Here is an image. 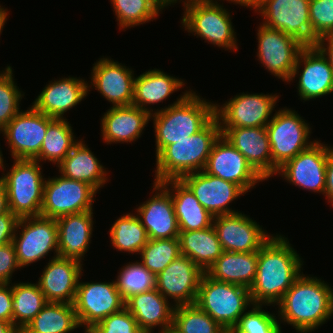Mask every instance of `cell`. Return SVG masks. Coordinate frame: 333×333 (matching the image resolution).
Listing matches in <instances>:
<instances>
[{"label": "cell", "mask_w": 333, "mask_h": 333, "mask_svg": "<svg viewBox=\"0 0 333 333\" xmlns=\"http://www.w3.org/2000/svg\"><path fill=\"white\" fill-rule=\"evenodd\" d=\"M180 180L213 217L237 213L228 208V205L245 194L238 185L207 174L203 170L186 174Z\"/></svg>", "instance_id": "obj_21"}, {"label": "cell", "mask_w": 333, "mask_h": 333, "mask_svg": "<svg viewBox=\"0 0 333 333\" xmlns=\"http://www.w3.org/2000/svg\"><path fill=\"white\" fill-rule=\"evenodd\" d=\"M15 333H29L25 329H16Z\"/></svg>", "instance_id": "obj_59"}, {"label": "cell", "mask_w": 333, "mask_h": 333, "mask_svg": "<svg viewBox=\"0 0 333 333\" xmlns=\"http://www.w3.org/2000/svg\"><path fill=\"white\" fill-rule=\"evenodd\" d=\"M317 140L278 169L279 175L303 189L324 194L326 163L333 148Z\"/></svg>", "instance_id": "obj_16"}, {"label": "cell", "mask_w": 333, "mask_h": 333, "mask_svg": "<svg viewBox=\"0 0 333 333\" xmlns=\"http://www.w3.org/2000/svg\"><path fill=\"white\" fill-rule=\"evenodd\" d=\"M86 333H145L133 315L124 307L95 324Z\"/></svg>", "instance_id": "obj_46"}, {"label": "cell", "mask_w": 333, "mask_h": 333, "mask_svg": "<svg viewBox=\"0 0 333 333\" xmlns=\"http://www.w3.org/2000/svg\"><path fill=\"white\" fill-rule=\"evenodd\" d=\"M303 262L281 235L271 238L258 251L257 271L249 288L253 304H278L301 275Z\"/></svg>", "instance_id": "obj_1"}, {"label": "cell", "mask_w": 333, "mask_h": 333, "mask_svg": "<svg viewBox=\"0 0 333 333\" xmlns=\"http://www.w3.org/2000/svg\"><path fill=\"white\" fill-rule=\"evenodd\" d=\"M183 85L182 79L170 76L162 70L146 71L135 78L132 105L153 114V110L146 107L147 104L163 102L177 89L180 90Z\"/></svg>", "instance_id": "obj_33"}, {"label": "cell", "mask_w": 333, "mask_h": 333, "mask_svg": "<svg viewBox=\"0 0 333 333\" xmlns=\"http://www.w3.org/2000/svg\"><path fill=\"white\" fill-rule=\"evenodd\" d=\"M278 95L245 94L234 96L221 107L216 104L215 116L220 128L266 127L271 121L272 111L277 103ZM271 116V117H270Z\"/></svg>", "instance_id": "obj_13"}, {"label": "cell", "mask_w": 333, "mask_h": 333, "mask_svg": "<svg viewBox=\"0 0 333 333\" xmlns=\"http://www.w3.org/2000/svg\"><path fill=\"white\" fill-rule=\"evenodd\" d=\"M8 13V10L0 6V34L3 30L5 22L7 21Z\"/></svg>", "instance_id": "obj_56"}, {"label": "cell", "mask_w": 333, "mask_h": 333, "mask_svg": "<svg viewBox=\"0 0 333 333\" xmlns=\"http://www.w3.org/2000/svg\"><path fill=\"white\" fill-rule=\"evenodd\" d=\"M160 184L171 194L179 231H196L213 226L214 217L180 179H168Z\"/></svg>", "instance_id": "obj_30"}, {"label": "cell", "mask_w": 333, "mask_h": 333, "mask_svg": "<svg viewBox=\"0 0 333 333\" xmlns=\"http://www.w3.org/2000/svg\"><path fill=\"white\" fill-rule=\"evenodd\" d=\"M258 263V251H224L205 272L214 280L250 288L254 282Z\"/></svg>", "instance_id": "obj_31"}, {"label": "cell", "mask_w": 333, "mask_h": 333, "mask_svg": "<svg viewBox=\"0 0 333 333\" xmlns=\"http://www.w3.org/2000/svg\"><path fill=\"white\" fill-rule=\"evenodd\" d=\"M204 271L190 258L179 255L156 275V289L168 300L174 299V307L195 304Z\"/></svg>", "instance_id": "obj_18"}, {"label": "cell", "mask_w": 333, "mask_h": 333, "mask_svg": "<svg viewBox=\"0 0 333 333\" xmlns=\"http://www.w3.org/2000/svg\"><path fill=\"white\" fill-rule=\"evenodd\" d=\"M153 189L156 191L155 195L136 209L148 238H179L180 231L171 194L160 183L154 182Z\"/></svg>", "instance_id": "obj_24"}, {"label": "cell", "mask_w": 333, "mask_h": 333, "mask_svg": "<svg viewBox=\"0 0 333 333\" xmlns=\"http://www.w3.org/2000/svg\"><path fill=\"white\" fill-rule=\"evenodd\" d=\"M270 141L273 174L287 161L310 147L315 141L309 142L310 126L300 115L288 108L278 110L267 124Z\"/></svg>", "instance_id": "obj_8"}, {"label": "cell", "mask_w": 333, "mask_h": 333, "mask_svg": "<svg viewBox=\"0 0 333 333\" xmlns=\"http://www.w3.org/2000/svg\"><path fill=\"white\" fill-rule=\"evenodd\" d=\"M91 84L95 90L112 102V106L132 105L134 96V71L109 58L93 64Z\"/></svg>", "instance_id": "obj_22"}, {"label": "cell", "mask_w": 333, "mask_h": 333, "mask_svg": "<svg viewBox=\"0 0 333 333\" xmlns=\"http://www.w3.org/2000/svg\"><path fill=\"white\" fill-rule=\"evenodd\" d=\"M203 171L238 185L245 193L264 179L223 135L214 142Z\"/></svg>", "instance_id": "obj_17"}, {"label": "cell", "mask_w": 333, "mask_h": 333, "mask_svg": "<svg viewBox=\"0 0 333 333\" xmlns=\"http://www.w3.org/2000/svg\"><path fill=\"white\" fill-rule=\"evenodd\" d=\"M19 268L13 242L0 246V283L10 284L14 271Z\"/></svg>", "instance_id": "obj_47"}, {"label": "cell", "mask_w": 333, "mask_h": 333, "mask_svg": "<svg viewBox=\"0 0 333 333\" xmlns=\"http://www.w3.org/2000/svg\"><path fill=\"white\" fill-rule=\"evenodd\" d=\"M82 265L56 255L49 260L37 282L47 302L73 304Z\"/></svg>", "instance_id": "obj_25"}, {"label": "cell", "mask_w": 333, "mask_h": 333, "mask_svg": "<svg viewBox=\"0 0 333 333\" xmlns=\"http://www.w3.org/2000/svg\"><path fill=\"white\" fill-rule=\"evenodd\" d=\"M18 221L10 211L0 215V246L13 242Z\"/></svg>", "instance_id": "obj_48"}, {"label": "cell", "mask_w": 333, "mask_h": 333, "mask_svg": "<svg viewBox=\"0 0 333 333\" xmlns=\"http://www.w3.org/2000/svg\"><path fill=\"white\" fill-rule=\"evenodd\" d=\"M110 1L119 22V29L134 27L152 21L159 16V12L146 0Z\"/></svg>", "instance_id": "obj_42"}, {"label": "cell", "mask_w": 333, "mask_h": 333, "mask_svg": "<svg viewBox=\"0 0 333 333\" xmlns=\"http://www.w3.org/2000/svg\"><path fill=\"white\" fill-rule=\"evenodd\" d=\"M216 104L207 102L194 91H186L165 108L157 109L153 119L156 155L166 146L202 130L215 117Z\"/></svg>", "instance_id": "obj_3"}, {"label": "cell", "mask_w": 333, "mask_h": 333, "mask_svg": "<svg viewBox=\"0 0 333 333\" xmlns=\"http://www.w3.org/2000/svg\"><path fill=\"white\" fill-rule=\"evenodd\" d=\"M213 227L224 251H259L271 238L257 222L238 211L214 217Z\"/></svg>", "instance_id": "obj_19"}, {"label": "cell", "mask_w": 333, "mask_h": 333, "mask_svg": "<svg viewBox=\"0 0 333 333\" xmlns=\"http://www.w3.org/2000/svg\"><path fill=\"white\" fill-rule=\"evenodd\" d=\"M258 29V60L271 74L289 82L298 55L305 45L293 36L263 24Z\"/></svg>", "instance_id": "obj_14"}, {"label": "cell", "mask_w": 333, "mask_h": 333, "mask_svg": "<svg viewBox=\"0 0 333 333\" xmlns=\"http://www.w3.org/2000/svg\"><path fill=\"white\" fill-rule=\"evenodd\" d=\"M118 274L115 284L124 302L134 295L156 289V275L141 261L125 265Z\"/></svg>", "instance_id": "obj_40"}, {"label": "cell", "mask_w": 333, "mask_h": 333, "mask_svg": "<svg viewBox=\"0 0 333 333\" xmlns=\"http://www.w3.org/2000/svg\"><path fill=\"white\" fill-rule=\"evenodd\" d=\"M0 131H1V133H2V132H3V129L0 128ZM0 149H1V148H0ZM2 156H3V154H2V152H1V150H0V168L3 169V170H5V169H4L5 166H4V164H3V162H4L3 160H4V159H3Z\"/></svg>", "instance_id": "obj_57"}, {"label": "cell", "mask_w": 333, "mask_h": 333, "mask_svg": "<svg viewBox=\"0 0 333 333\" xmlns=\"http://www.w3.org/2000/svg\"><path fill=\"white\" fill-rule=\"evenodd\" d=\"M310 24L314 46L324 36H333V0H310Z\"/></svg>", "instance_id": "obj_45"}, {"label": "cell", "mask_w": 333, "mask_h": 333, "mask_svg": "<svg viewBox=\"0 0 333 333\" xmlns=\"http://www.w3.org/2000/svg\"><path fill=\"white\" fill-rule=\"evenodd\" d=\"M12 299V286L9 283H0V320L13 324Z\"/></svg>", "instance_id": "obj_49"}, {"label": "cell", "mask_w": 333, "mask_h": 333, "mask_svg": "<svg viewBox=\"0 0 333 333\" xmlns=\"http://www.w3.org/2000/svg\"><path fill=\"white\" fill-rule=\"evenodd\" d=\"M58 227V256L82 262L93 231V211L61 216Z\"/></svg>", "instance_id": "obj_28"}, {"label": "cell", "mask_w": 333, "mask_h": 333, "mask_svg": "<svg viewBox=\"0 0 333 333\" xmlns=\"http://www.w3.org/2000/svg\"><path fill=\"white\" fill-rule=\"evenodd\" d=\"M309 2L310 0H260L255 11L264 17V26L283 31L305 46H314Z\"/></svg>", "instance_id": "obj_12"}, {"label": "cell", "mask_w": 333, "mask_h": 333, "mask_svg": "<svg viewBox=\"0 0 333 333\" xmlns=\"http://www.w3.org/2000/svg\"><path fill=\"white\" fill-rule=\"evenodd\" d=\"M220 135V123L215 116L198 133L164 147L156 155L154 182L180 179L186 174L202 171Z\"/></svg>", "instance_id": "obj_4"}, {"label": "cell", "mask_w": 333, "mask_h": 333, "mask_svg": "<svg viewBox=\"0 0 333 333\" xmlns=\"http://www.w3.org/2000/svg\"><path fill=\"white\" fill-rule=\"evenodd\" d=\"M301 63L304 64V69L299 75ZM296 75H299L297 92L301 100L308 101L333 93V69L316 46H305L301 50L290 81Z\"/></svg>", "instance_id": "obj_20"}, {"label": "cell", "mask_w": 333, "mask_h": 333, "mask_svg": "<svg viewBox=\"0 0 333 333\" xmlns=\"http://www.w3.org/2000/svg\"><path fill=\"white\" fill-rule=\"evenodd\" d=\"M172 329L177 333H229L196 304L175 306Z\"/></svg>", "instance_id": "obj_39"}, {"label": "cell", "mask_w": 333, "mask_h": 333, "mask_svg": "<svg viewBox=\"0 0 333 333\" xmlns=\"http://www.w3.org/2000/svg\"><path fill=\"white\" fill-rule=\"evenodd\" d=\"M324 195L333 206V151L329 154L326 163V185Z\"/></svg>", "instance_id": "obj_50"}, {"label": "cell", "mask_w": 333, "mask_h": 333, "mask_svg": "<svg viewBox=\"0 0 333 333\" xmlns=\"http://www.w3.org/2000/svg\"><path fill=\"white\" fill-rule=\"evenodd\" d=\"M150 116L149 112L134 105L111 106L101 119L103 140L107 144L137 140Z\"/></svg>", "instance_id": "obj_27"}, {"label": "cell", "mask_w": 333, "mask_h": 333, "mask_svg": "<svg viewBox=\"0 0 333 333\" xmlns=\"http://www.w3.org/2000/svg\"><path fill=\"white\" fill-rule=\"evenodd\" d=\"M67 119H53L47 127L39 156L35 159L38 162L50 161L59 165L70 153L73 147L79 142L75 140L72 127Z\"/></svg>", "instance_id": "obj_36"}, {"label": "cell", "mask_w": 333, "mask_h": 333, "mask_svg": "<svg viewBox=\"0 0 333 333\" xmlns=\"http://www.w3.org/2000/svg\"><path fill=\"white\" fill-rule=\"evenodd\" d=\"M148 1L158 12L162 11L164 7L171 6L175 3L173 0H146ZM162 9V10H161Z\"/></svg>", "instance_id": "obj_53"}, {"label": "cell", "mask_w": 333, "mask_h": 333, "mask_svg": "<svg viewBox=\"0 0 333 333\" xmlns=\"http://www.w3.org/2000/svg\"><path fill=\"white\" fill-rule=\"evenodd\" d=\"M73 306L81 327L85 333L95 324L125 307L115 281L79 282ZM84 325V326H83Z\"/></svg>", "instance_id": "obj_11"}, {"label": "cell", "mask_w": 333, "mask_h": 333, "mask_svg": "<svg viewBox=\"0 0 333 333\" xmlns=\"http://www.w3.org/2000/svg\"><path fill=\"white\" fill-rule=\"evenodd\" d=\"M78 327L73 304L47 302L24 329L29 333H68Z\"/></svg>", "instance_id": "obj_35"}, {"label": "cell", "mask_w": 333, "mask_h": 333, "mask_svg": "<svg viewBox=\"0 0 333 333\" xmlns=\"http://www.w3.org/2000/svg\"><path fill=\"white\" fill-rule=\"evenodd\" d=\"M261 304H252L229 333H282L275 314L262 310Z\"/></svg>", "instance_id": "obj_43"}, {"label": "cell", "mask_w": 333, "mask_h": 333, "mask_svg": "<svg viewBox=\"0 0 333 333\" xmlns=\"http://www.w3.org/2000/svg\"><path fill=\"white\" fill-rule=\"evenodd\" d=\"M13 325L24 329L47 304L38 283H17L12 285Z\"/></svg>", "instance_id": "obj_37"}, {"label": "cell", "mask_w": 333, "mask_h": 333, "mask_svg": "<svg viewBox=\"0 0 333 333\" xmlns=\"http://www.w3.org/2000/svg\"><path fill=\"white\" fill-rule=\"evenodd\" d=\"M180 254L190 258L204 272L224 252L213 226L196 231H180Z\"/></svg>", "instance_id": "obj_34"}, {"label": "cell", "mask_w": 333, "mask_h": 333, "mask_svg": "<svg viewBox=\"0 0 333 333\" xmlns=\"http://www.w3.org/2000/svg\"><path fill=\"white\" fill-rule=\"evenodd\" d=\"M96 193L89 184L63 175L48 178L43 187L41 216L57 219L64 215L93 211Z\"/></svg>", "instance_id": "obj_9"}, {"label": "cell", "mask_w": 333, "mask_h": 333, "mask_svg": "<svg viewBox=\"0 0 333 333\" xmlns=\"http://www.w3.org/2000/svg\"><path fill=\"white\" fill-rule=\"evenodd\" d=\"M113 248L119 251L140 254L149 238L140 219L133 213L119 217L109 231Z\"/></svg>", "instance_id": "obj_38"}, {"label": "cell", "mask_w": 333, "mask_h": 333, "mask_svg": "<svg viewBox=\"0 0 333 333\" xmlns=\"http://www.w3.org/2000/svg\"><path fill=\"white\" fill-rule=\"evenodd\" d=\"M21 228V232L20 229ZM20 235H18V231ZM17 232V234H16ZM13 244L19 266L24 268L55 251L58 256V227L56 220L44 216L19 218Z\"/></svg>", "instance_id": "obj_10"}, {"label": "cell", "mask_w": 333, "mask_h": 333, "mask_svg": "<svg viewBox=\"0 0 333 333\" xmlns=\"http://www.w3.org/2000/svg\"><path fill=\"white\" fill-rule=\"evenodd\" d=\"M277 306L279 322L283 320L299 333H310L333 315V289L302 272Z\"/></svg>", "instance_id": "obj_2"}, {"label": "cell", "mask_w": 333, "mask_h": 333, "mask_svg": "<svg viewBox=\"0 0 333 333\" xmlns=\"http://www.w3.org/2000/svg\"><path fill=\"white\" fill-rule=\"evenodd\" d=\"M170 304L157 289H154L132 296L125 302V308L145 333H152V329L157 326H160L161 333L172 328L175 307L174 304Z\"/></svg>", "instance_id": "obj_29"}, {"label": "cell", "mask_w": 333, "mask_h": 333, "mask_svg": "<svg viewBox=\"0 0 333 333\" xmlns=\"http://www.w3.org/2000/svg\"><path fill=\"white\" fill-rule=\"evenodd\" d=\"M161 333H177V332H175L172 328H170Z\"/></svg>", "instance_id": "obj_58"}, {"label": "cell", "mask_w": 333, "mask_h": 333, "mask_svg": "<svg viewBox=\"0 0 333 333\" xmlns=\"http://www.w3.org/2000/svg\"><path fill=\"white\" fill-rule=\"evenodd\" d=\"M195 304L230 332L253 303L248 288L214 280L204 273Z\"/></svg>", "instance_id": "obj_6"}, {"label": "cell", "mask_w": 333, "mask_h": 333, "mask_svg": "<svg viewBox=\"0 0 333 333\" xmlns=\"http://www.w3.org/2000/svg\"><path fill=\"white\" fill-rule=\"evenodd\" d=\"M220 129L221 135L245 157L264 180L273 176V162L266 127Z\"/></svg>", "instance_id": "obj_23"}, {"label": "cell", "mask_w": 333, "mask_h": 333, "mask_svg": "<svg viewBox=\"0 0 333 333\" xmlns=\"http://www.w3.org/2000/svg\"><path fill=\"white\" fill-rule=\"evenodd\" d=\"M324 42H327L324 43ZM315 46L327 58L333 69V36H324L317 40Z\"/></svg>", "instance_id": "obj_51"}, {"label": "cell", "mask_w": 333, "mask_h": 333, "mask_svg": "<svg viewBox=\"0 0 333 333\" xmlns=\"http://www.w3.org/2000/svg\"><path fill=\"white\" fill-rule=\"evenodd\" d=\"M140 255L142 264L157 275L181 255L179 238L149 239Z\"/></svg>", "instance_id": "obj_41"}, {"label": "cell", "mask_w": 333, "mask_h": 333, "mask_svg": "<svg viewBox=\"0 0 333 333\" xmlns=\"http://www.w3.org/2000/svg\"><path fill=\"white\" fill-rule=\"evenodd\" d=\"M14 163L0 180L7 190L9 211L18 218L40 216L45 179L36 160L13 159Z\"/></svg>", "instance_id": "obj_5"}, {"label": "cell", "mask_w": 333, "mask_h": 333, "mask_svg": "<svg viewBox=\"0 0 333 333\" xmlns=\"http://www.w3.org/2000/svg\"><path fill=\"white\" fill-rule=\"evenodd\" d=\"M53 119L37 111L33 106L24 112L21 110L3 128L11 157L35 160L39 156L48 124Z\"/></svg>", "instance_id": "obj_15"}, {"label": "cell", "mask_w": 333, "mask_h": 333, "mask_svg": "<svg viewBox=\"0 0 333 333\" xmlns=\"http://www.w3.org/2000/svg\"><path fill=\"white\" fill-rule=\"evenodd\" d=\"M16 86L11 66L0 72V128L3 129L19 112L24 94Z\"/></svg>", "instance_id": "obj_44"}, {"label": "cell", "mask_w": 333, "mask_h": 333, "mask_svg": "<svg viewBox=\"0 0 333 333\" xmlns=\"http://www.w3.org/2000/svg\"><path fill=\"white\" fill-rule=\"evenodd\" d=\"M58 168L64 177L85 182L96 191L107 181L104 166L82 140H79Z\"/></svg>", "instance_id": "obj_32"}, {"label": "cell", "mask_w": 333, "mask_h": 333, "mask_svg": "<svg viewBox=\"0 0 333 333\" xmlns=\"http://www.w3.org/2000/svg\"><path fill=\"white\" fill-rule=\"evenodd\" d=\"M182 16V25L207 42L225 50H238L236 32L229 11L215 0H187ZM227 48V49H226Z\"/></svg>", "instance_id": "obj_7"}, {"label": "cell", "mask_w": 333, "mask_h": 333, "mask_svg": "<svg viewBox=\"0 0 333 333\" xmlns=\"http://www.w3.org/2000/svg\"><path fill=\"white\" fill-rule=\"evenodd\" d=\"M227 1L229 3L231 1V2H233V4L235 2V4H239V5L245 6V7L247 6L249 8L251 7L253 9H256L258 4L260 3V0H227Z\"/></svg>", "instance_id": "obj_54"}, {"label": "cell", "mask_w": 333, "mask_h": 333, "mask_svg": "<svg viewBox=\"0 0 333 333\" xmlns=\"http://www.w3.org/2000/svg\"><path fill=\"white\" fill-rule=\"evenodd\" d=\"M16 328L11 322L0 320V333H15Z\"/></svg>", "instance_id": "obj_55"}, {"label": "cell", "mask_w": 333, "mask_h": 333, "mask_svg": "<svg viewBox=\"0 0 333 333\" xmlns=\"http://www.w3.org/2000/svg\"><path fill=\"white\" fill-rule=\"evenodd\" d=\"M33 102V107L43 114L63 119L64 113L75 107L87 96L90 85L81 78H62L50 81Z\"/></svg>", "instance_id": "obj_26"}, {"label": "cell", "mask_w": 333, "mask_h": 333, "mask_svg": "<svg viewBox=\"0 0 333 333\" xmlns=\"http://www.w3.org/2000/svg\"><path fill=\"white\" fill-rule=\"evenodd\" d=\"M8 198H7V190L5 188L4 183L0 180V215L8 213Z\"/></svg>", "instance_id": "obj_52"}]
</instances>
